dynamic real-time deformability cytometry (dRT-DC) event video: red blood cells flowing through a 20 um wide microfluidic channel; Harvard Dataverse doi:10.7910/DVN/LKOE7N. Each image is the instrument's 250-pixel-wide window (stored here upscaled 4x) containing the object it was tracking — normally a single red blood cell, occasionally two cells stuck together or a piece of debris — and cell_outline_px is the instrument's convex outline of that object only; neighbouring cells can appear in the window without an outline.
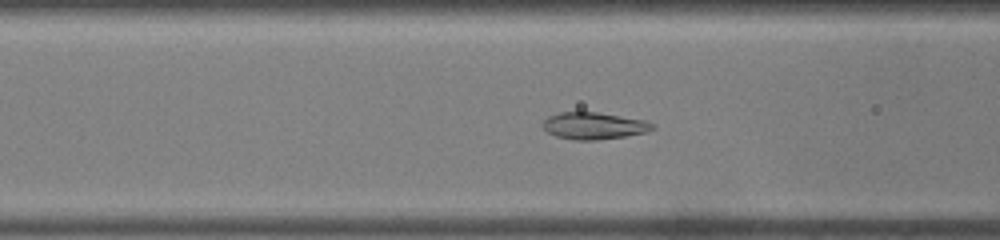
{"species": "common noctule bat (a hibernating species)", "species_latin": "Nyctalus noctula", "temperature_condition": "warm", "stored_images_in_passage": 44, "camera_frame_rate_fps": 3000, "um_per_image_px": 0.085, "animal": {"sex": "male", "body_mass_g": 19.0, "forearm_length_mm": 50.8}, "frame": {"image": 1, "passage_image": 13, "time_ms": 4.0, "image_size_px": [1000, 240], "cell_outline_px": [[656, 128], [644, 132], [624, 136], [596, 140], [576, 140], [556, 136], [548, 132], [544, 128], [544, 120], [548, 116], [560, 112], [596, 112], [644, 120], [656, 124]], "centroid_in_image_um": [50.49, 10.69], "position_along_channel_um": 116.1, "area_um2": 16.99}}
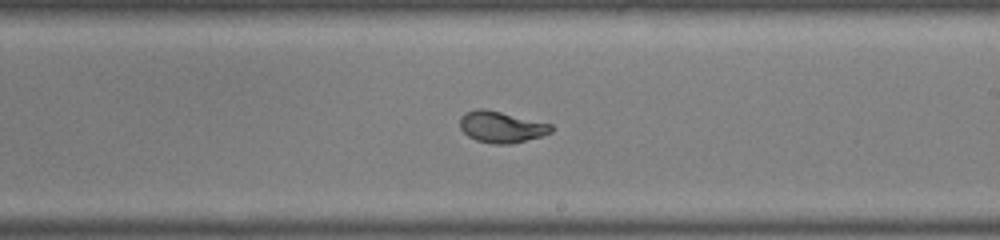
{"frame": {"image": 2, "passage_image": 23, "time_ms": 7.333, "image_size_px": [1000, 240], "cell_outline_px": [[552, 132], [540, 136], [512, 144], [492, 144], [476, 140], [468, 136], [460, 128], [460, 116], [464, 112], [476, 108], [484, 108], [552, 124]], "centroid_in_image_um": [42.58, 10.78], "position_along_channel_um": 246.4, "area_um2": 16.7}}
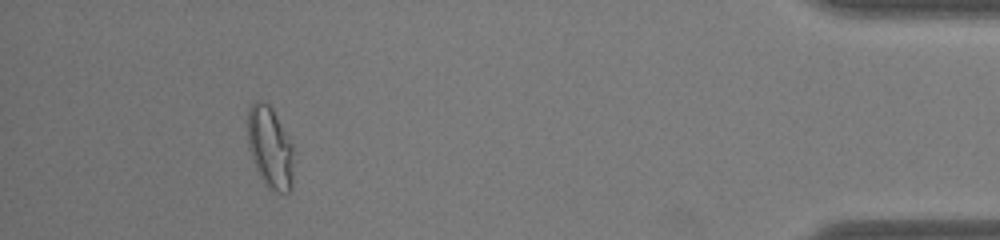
{"frame": {"image": 3, "passage_image": 40, "time_ms": 13.0, "image_size_px": [1000, 240], "cell_outline_px": [[292, 188], [288, 192], [276, 192], [268, 188], [264, 184], [252, 160], [248, 148], [248, 108], [256, 100], [264, 100], [272, 108], [292, 144]], "centroid_in_image_um": [22.93, 12.53], "position_along_channel_um": 412.3, "area_um2": 21.85}, "authors_computed_cell_mechanics": {"area_um2": 17.629, "velocity_mm_per_s": 3.9221, "shape_relaxation_time_tau1_ms": 6.4689, "shape_relaxation_time_tau2_ms": null, "deformation_change_tau1": 0.2369, "deformation_change_tau2": null}}